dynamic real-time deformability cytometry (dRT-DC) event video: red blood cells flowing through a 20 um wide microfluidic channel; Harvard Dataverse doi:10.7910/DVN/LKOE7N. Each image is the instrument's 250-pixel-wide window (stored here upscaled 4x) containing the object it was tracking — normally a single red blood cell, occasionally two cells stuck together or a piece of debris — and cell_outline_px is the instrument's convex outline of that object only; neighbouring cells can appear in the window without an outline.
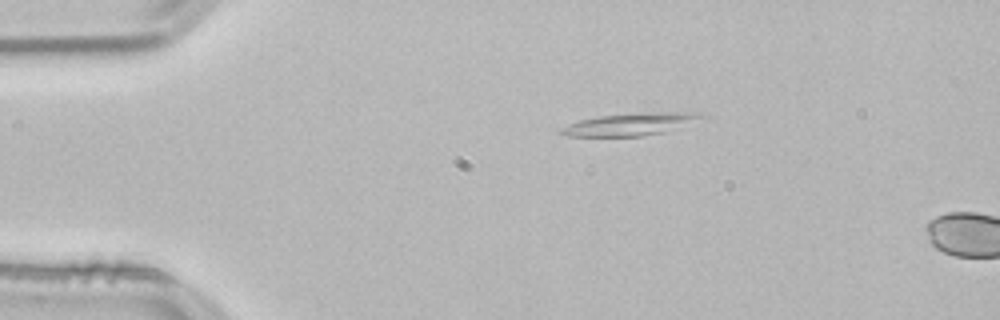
{"species": "common noctule bat (a hibernating species)", "species_latin": "Nyctalus noctula", "temperature_condition": "room temperature", "stored_images_in_passage": 5, "camera_frame_rate_fps": 3000, "um_per_image_px": 0.085, "animal": {"sex": "male", "body_mass_g": 21.5, "forearm_length_mm": 52.0}, "frame": {"image": 1, "passage_image": 2, "time_ms": 0.333, "image_size_px": [1000, 320], "cell_outline_px": [[712, 120], [664, 132], [640, 136], [568, 136], [560, 132], [560, 128], [580, 120], [600, 116], [656, 112], [692, 112], [712, 116]], "centroid_in_image_um": [53.86, 10.55], "position_along_channel_um": 31.1, "area_um2": 18.73}}